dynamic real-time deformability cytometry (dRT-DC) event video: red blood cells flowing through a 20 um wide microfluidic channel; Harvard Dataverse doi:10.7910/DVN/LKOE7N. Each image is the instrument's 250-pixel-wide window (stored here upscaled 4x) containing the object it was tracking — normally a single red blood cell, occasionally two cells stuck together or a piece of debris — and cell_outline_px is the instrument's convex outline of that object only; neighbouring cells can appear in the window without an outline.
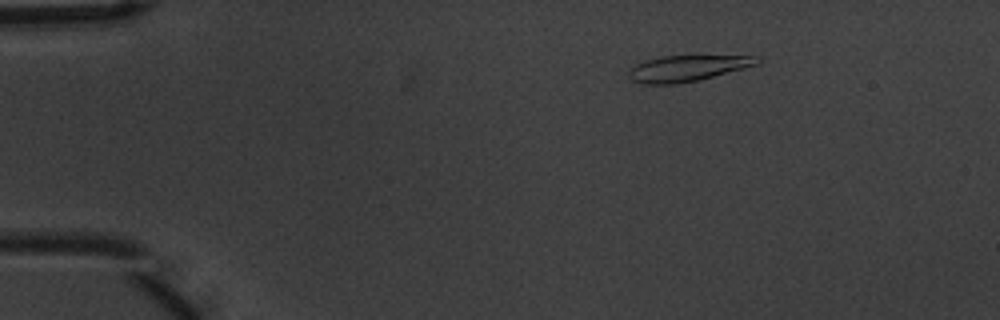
{"species": "common noctule bat (a hibernating species)", "species_latin": "Nyctalus noctula", "temperature_condition": "warm", "stored_images_in_passage": 6, "camera_frame_rate_fps": 3000, "um_per_image_px": 0.085, "animal": {"sex": "male", "body_mass_g": 20.1, "forearm_length_mm": 53.5}, "frame": {"image": 1, "passage_image": 3, "time_ms": 0.667, "image_size_px": [1000, 320], "cell_outline_px": [[760, 64], [700, 80], [676, 84], [640, 84], [632, 80], [628, 76], [628, 72], [636, 64], [660, 56], [752, 56], [760, 60]], "centroid_in_image_um": [58.41, 5.82], "position_along_channel_um": 26.6, "area_um2": 19.36}}